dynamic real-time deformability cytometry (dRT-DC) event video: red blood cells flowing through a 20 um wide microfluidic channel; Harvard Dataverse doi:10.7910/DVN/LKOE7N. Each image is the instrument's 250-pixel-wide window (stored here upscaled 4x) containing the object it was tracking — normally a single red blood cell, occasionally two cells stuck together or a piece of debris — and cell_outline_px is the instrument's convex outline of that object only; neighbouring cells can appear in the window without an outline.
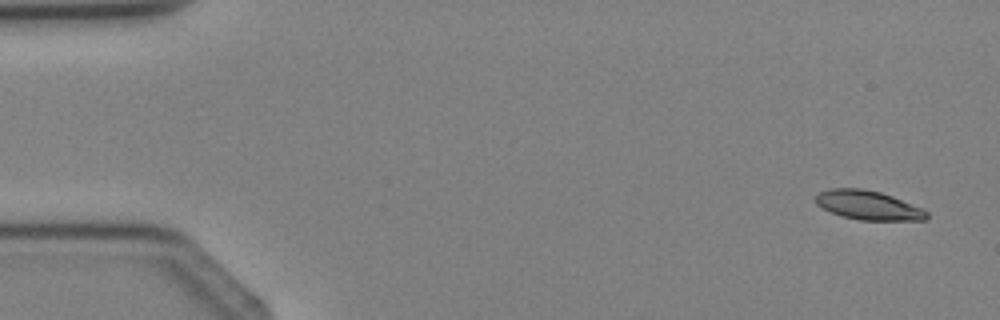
{"species": "Egyptian fruit bat (a non-hibernating species)", "species_latin": "Rousettus aegyptiacus", "temperature_condition": "cold", "stored_images_in_passage": 3, "camera_frame_rate_fps": 3000, "um_per_image_px": 0.085, "animal": {"sex": "female"}, "frame": {"image": 1, "passage_image": 1, "time_ms": 0.0, "image_size_px": [1000, 320], "cell_outline_px": [[928, 216], [924, 220], [860, 220], [844, 216], [832, 212], [816, 204], [816, 196], [820, 192], [828, 188], [860, 188], [880, 192], [892, 196], [920, 208], [928, 212]], "centroid_in_image_um": [73.78, 17.44], "position_along_channel_um": 11.2, "area_um2": 18.5}}